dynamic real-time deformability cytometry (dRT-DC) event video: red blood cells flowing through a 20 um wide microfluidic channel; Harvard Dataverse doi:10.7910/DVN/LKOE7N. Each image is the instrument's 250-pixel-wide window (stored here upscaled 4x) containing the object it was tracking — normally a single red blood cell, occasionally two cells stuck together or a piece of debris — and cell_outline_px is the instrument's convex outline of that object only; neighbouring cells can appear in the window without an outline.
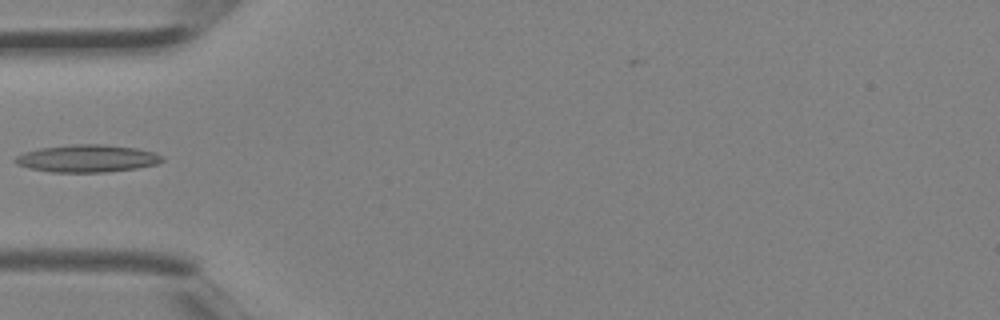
{"species": "Egyptian fruit bat (a non-hibernating species)", "species_latin": "Rousettus aegyptiacus", "temperature_condition": "room temperature", "stored_images_in_passage": 1, "camera_frame_rate_fps": 3000, "um_per_image_px": 0.085, "animal": {"sex": "female"}, "frame": {"image": 1, "passage_image": 1, "time_ms": 0.0, "image_size_px": [1000, 320], "cell_outline_px": [[164, 160], [156, 164], [136, 168], [104, 172], [52, 172], [28, 168], [16, 164], [12, 160], [16, 156], [24, 152], [40, 148], [72, 144], [104, 144], [136, 148], [152, 152], [164, 156]], "centroid_in_image_um": [7.38, 13.46], "position_along_channel_um": 77.6, "area_um2": 23.52}}